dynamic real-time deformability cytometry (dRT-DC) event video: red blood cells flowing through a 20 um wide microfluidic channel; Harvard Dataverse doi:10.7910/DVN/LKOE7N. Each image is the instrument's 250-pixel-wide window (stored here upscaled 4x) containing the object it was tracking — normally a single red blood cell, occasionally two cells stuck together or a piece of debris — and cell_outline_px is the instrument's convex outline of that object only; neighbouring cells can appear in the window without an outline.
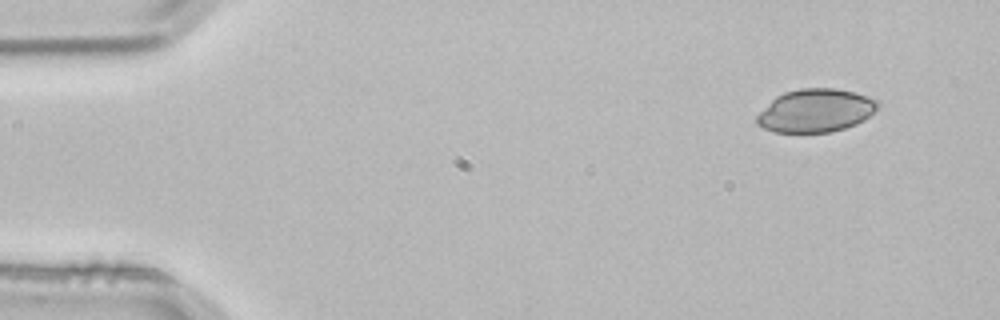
{"species": "common noctule bat (a hibernating species)", "species_latin": "Nyctalus noctula", "temperature_condition": "room temperature", "stored_images_in_passage": 4, "segment_of_instrument_passage": [2, 2], "camera_frame_rate_fps": 3000, "um_per_image_px": 0.085, "animal": {"sex": "male", "body_mass_g": 21.5, "forearm_length_mm": 52.0}, "frame": {"image": 1, "passage_image": 4, "time_ms": 1.0, "image_size_px": [1000, 320], "cell_outline_px": [[880, 104], [864, 120], [856, 124], [832, 132], [772, 132], [756, 124], [756, 116], [776, 96], [784, 92], [800, 88], [836, 88], [856, 92], [880, 100]], "centroid_in_image_um": [69.34, 9.39], "position_along_channel_um": 15.7, "area_um2": 30.52}}